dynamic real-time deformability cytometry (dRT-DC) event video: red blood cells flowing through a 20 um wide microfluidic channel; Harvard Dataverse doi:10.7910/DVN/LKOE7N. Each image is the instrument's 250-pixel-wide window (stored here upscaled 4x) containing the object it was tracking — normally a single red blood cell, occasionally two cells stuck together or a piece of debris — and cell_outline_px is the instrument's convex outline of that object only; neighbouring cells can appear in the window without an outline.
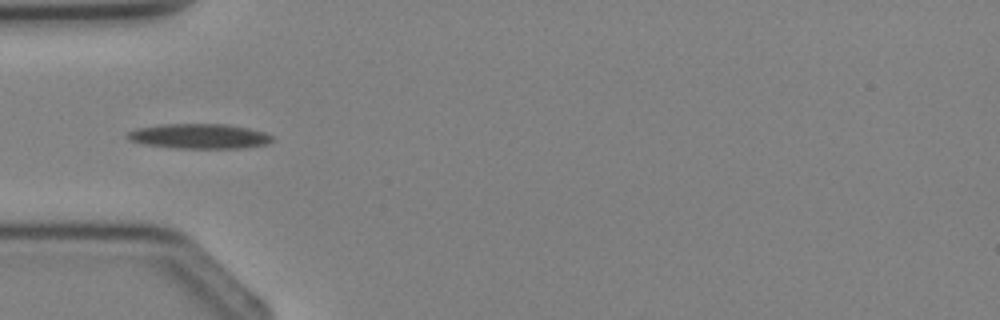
{"species": "Egyptian fruit bat (a non-hibernating species)", "species_latin": "Rousettus aegyptiacus", "temperature_condition": "cold", "stored_images_in_passage": 3, "camera_frame_rate_fps": 3000, "um_per_image_px": 0.085, "animal": {"sex": "female"}, "frame": {"image": 1, "passage_image": 3, "time_ms": 2.333, "image_size_px": [1000, 320], "cell_outline_px": [[276, 140], [268, 144], [244, 148], [176, 148], [140, 144], [128, 140], [124, 136], [128, 132], [136, 128], [160, 124], [228, 124], [248, 128], [264, 132], [272, 136]], "centroid_in_image_um": [16.92, 11.58], "position_along_channel_um": 68.1, "area_um2": 21.39}}